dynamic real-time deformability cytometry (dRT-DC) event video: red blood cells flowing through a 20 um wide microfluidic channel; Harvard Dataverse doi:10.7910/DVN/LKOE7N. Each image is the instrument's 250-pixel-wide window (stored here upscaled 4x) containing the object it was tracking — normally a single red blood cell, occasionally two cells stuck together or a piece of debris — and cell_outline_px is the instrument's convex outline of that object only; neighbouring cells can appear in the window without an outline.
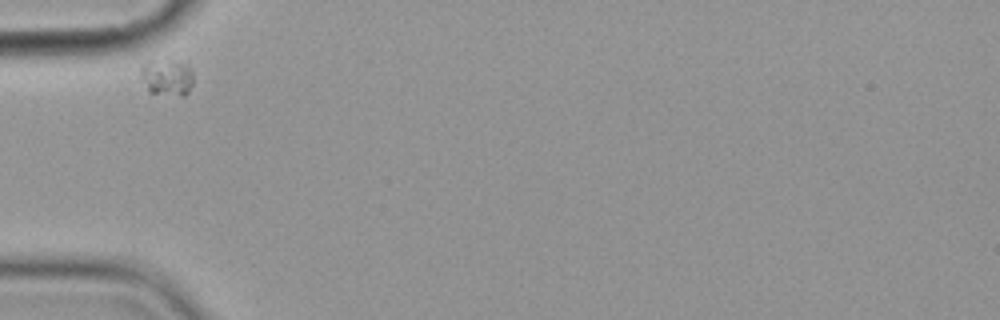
{"species": "common noctule bat (a hibernating species)", "species_latin": "Nyctalus noctula", "temperature_condition": "cold", "stored_images_in_passage": 3, "camera_frame_rate_fps": 3000, "um_per_image_px": 0.085, "animal": {"sex": "female", "body_mass_g": 19.9}, "frame": {"image": 1, "passage_image": 1, "time_ms": 0.0, "image_size_px": [1000, 320], "cell_outline_px": [[192, 84], [188, 92], [184, 96], [180, 96], [148, 92], [140, 76], [140, 68], [148, 60], [188, 60], [192, 68]], "centroid_in_image_um": [14.22, 6.53], "position_along_channel_um": 70.8, "area_um2": 11.73}}
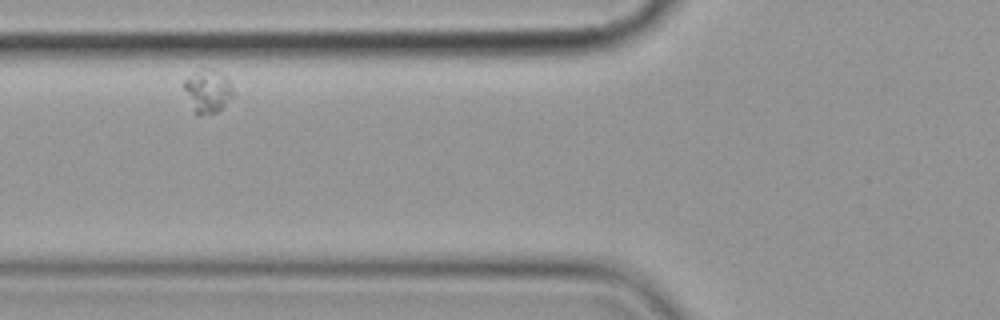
{"frame": {"image": 2, "passage_image": 2, "time_ms": 1.333, "image_size_px": [1000, 320], "cell_outline_px": [[232, 96], [216, 112], [200, 116], [196, 112], [184, 88], [184, 80], [204, 68], [212, 68], [224, 76], [228, 80], [232, 92]], "centroid_in_image_um": [17.65, 7.73], "position_along_channel_um": 108.1, "area_um2": 11.56}}